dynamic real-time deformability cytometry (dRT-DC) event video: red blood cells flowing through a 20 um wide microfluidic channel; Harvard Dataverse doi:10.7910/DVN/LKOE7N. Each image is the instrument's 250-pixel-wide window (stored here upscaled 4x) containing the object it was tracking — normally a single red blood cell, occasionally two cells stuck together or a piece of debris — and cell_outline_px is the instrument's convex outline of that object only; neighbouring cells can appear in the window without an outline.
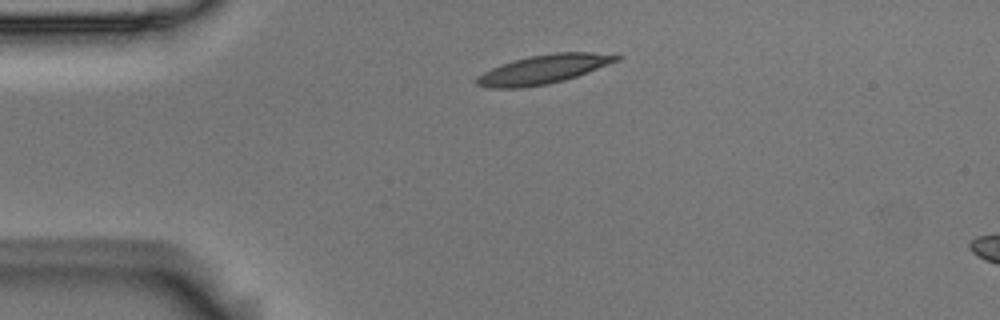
{"species": "Egyptian fruit bat (a non-hibernating species)", "species_latin": "Rousettus aegyptiacus", "temperature_condition": "room temperature", "stored_images_in_passage": 3, "segment_of_instrument_passage": [1, 2], "camera_frame_rate_fps": 3000, "um_per_image_px": 0.085, "animal": {"sex": "male"}, "frame": {"image": 1, "passage_image": 1, "time_ms": 0.0, "image_size_px": [1000, 320], "cell_outline_px": [[624, 56], [620, 60], [588, 72], [564, 80], [548, 84], [520, 88], [488, 88], [476, 84], [476, 76], [492, 68], [528, 56], [556, 52], [592, 52]], "centroid_in_image_um": [46.22, 5.89], "position_along_channel_um": 38.8, "area_um2": 23.41}}